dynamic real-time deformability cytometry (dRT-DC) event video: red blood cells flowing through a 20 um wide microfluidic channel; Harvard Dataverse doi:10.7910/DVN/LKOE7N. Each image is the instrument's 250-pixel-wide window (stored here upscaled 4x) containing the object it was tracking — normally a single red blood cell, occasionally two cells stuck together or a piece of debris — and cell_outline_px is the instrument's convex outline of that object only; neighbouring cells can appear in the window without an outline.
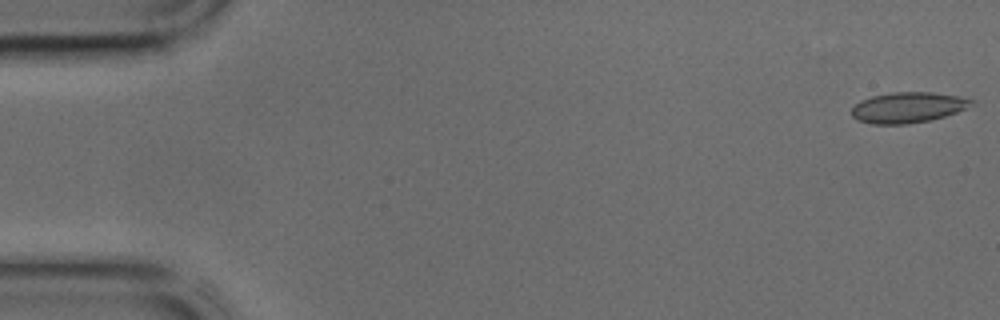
{"species": "common noctule bat (a hibernating species)", "species_latin": "Nyctalus noctula", "temperature_condition": "cold", "stored_images_in_passage": 43, "camera_frame_rate_fps": 3000, "um_per_image_px": 0.085, "animal": {"sex": "male", "body_mass_g": 17.9, "forearm_length_mm": 54.2}, "frame": {"image": 1, "passage_image": 1, "time_ms": 0.0, "image_size_px": [1000, 320], "cell_outline_px": [[976, 104], [956, 112], [932, 120], [908, 124], [872, 124], [856, 120], [852, 116], [852, 108], [860, 100], [872, 96], [892, 92], [932, 92], [960, 96], [976, 100]], "centroid_in_image_um": [77.2, 9.13], "position_along_channel_um": 7.8, "area_um2": 21.62}}
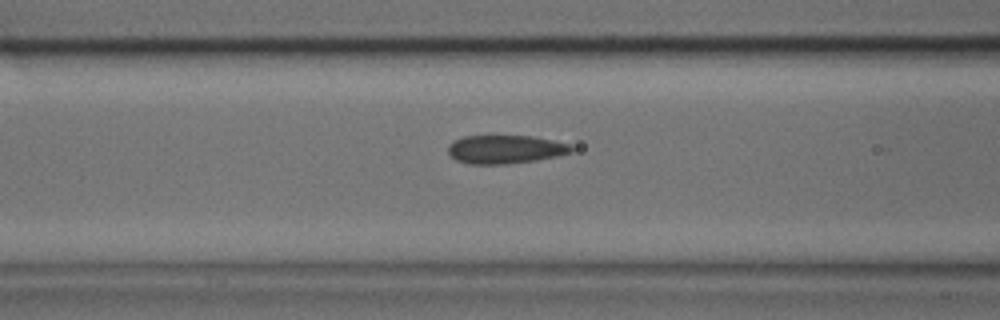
{"frame": {"image": 2, "passage_image": 17, "time_ms": 5.333, "image_size_px": [1000, 320], "cell_outline_px": [[576, 148], [572, 152], [560, 156], [536, 160], [508, 164], [468, 164], [456, 160], [448, 152], [448, 144], [452, 140], [464, 136], [532, 136], [572, 144]], "centroid_in_image_um": [42.98, 12.69], "position_along_channel_um": 123.6, "area_um2": 20.75}}
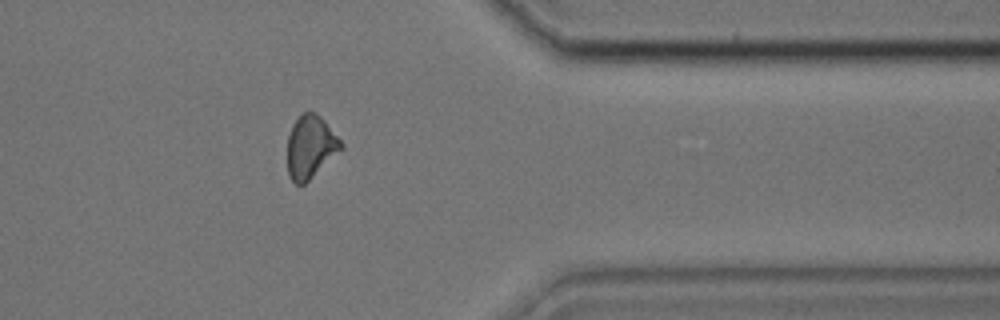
{"frame": {"image": 3, "passage_image": 35, "time_ms": 11.333, "image_size_px": [1000, 320], "cell_outline_px": [[344, 148], [304, 184], [296, 184], [288, 176], [288, 136], [292, 124], [304, 112], [316, 112], [324, 120], [344, 144]], "centroid_in_image_um": [26.4, 12.48], "position_along_channel_um": 385.0, "area_um2": 19.54}}